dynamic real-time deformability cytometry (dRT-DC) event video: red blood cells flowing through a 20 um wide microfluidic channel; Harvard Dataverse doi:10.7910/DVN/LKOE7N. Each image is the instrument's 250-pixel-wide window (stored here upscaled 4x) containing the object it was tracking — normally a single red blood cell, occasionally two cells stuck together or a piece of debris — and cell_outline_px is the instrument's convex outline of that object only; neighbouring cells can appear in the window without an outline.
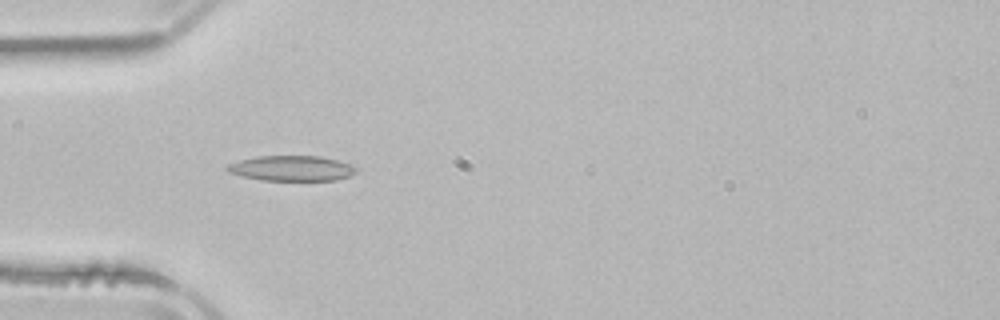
{"species": "common noctule bat (a hibernating species)", "species_latin": "Nyctalus noctula", "temperature_condition": "room temperature", "stored_images_in_passage": 4, "camera_frame_rate_fps": 3000, "um_per_image_px": 0.085, "animal": {"sex": "male", "body_mass_g": 21.5, "forearm_length_mm": 52.0}, "frame": {"image": 1, "passage_image": 3, "time_ms": 4.0, "image_size_px": [1000, 320], "cell_outline_px": [[360, 168], [352, 176], [336, 180], [260, 180], [228, 172], [224, 168], [228, 164], [240, 160], [256, 156], [320, 156], [352, 164]], "centroid_in_image_um": [24.84, 14.3], "position_along_channel_um": 60.2, "area_um2": 19.13}}
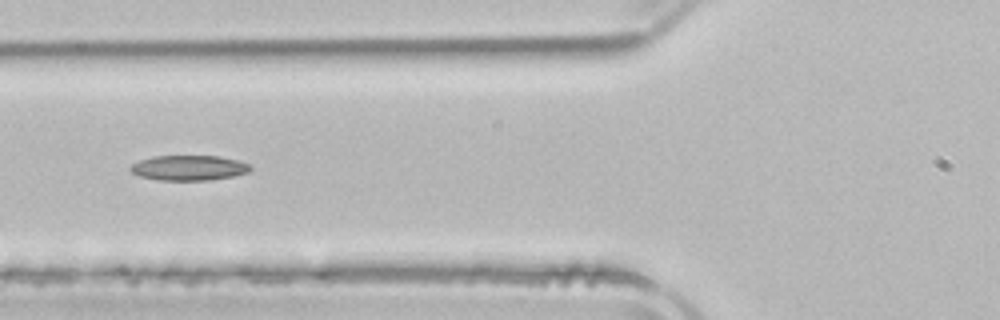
{"frame": {"image": 2, "passage_image": 4, "time_ms": 5.333, "image_size_px": [1000, 320], "cell_outline_px": [[252, 168], [248, 172], [232, 176], [208, 180], [156, 180], [140, 176], [132, 172], [128, 168], [132, 164], [140, 160], [152, 156], [216, 156], [236, 160], [248, 164]], "centroid_in_image_um": [16.0, 14.27], "position_along_channel_um": 109.8, "area_um2": 17.4}}